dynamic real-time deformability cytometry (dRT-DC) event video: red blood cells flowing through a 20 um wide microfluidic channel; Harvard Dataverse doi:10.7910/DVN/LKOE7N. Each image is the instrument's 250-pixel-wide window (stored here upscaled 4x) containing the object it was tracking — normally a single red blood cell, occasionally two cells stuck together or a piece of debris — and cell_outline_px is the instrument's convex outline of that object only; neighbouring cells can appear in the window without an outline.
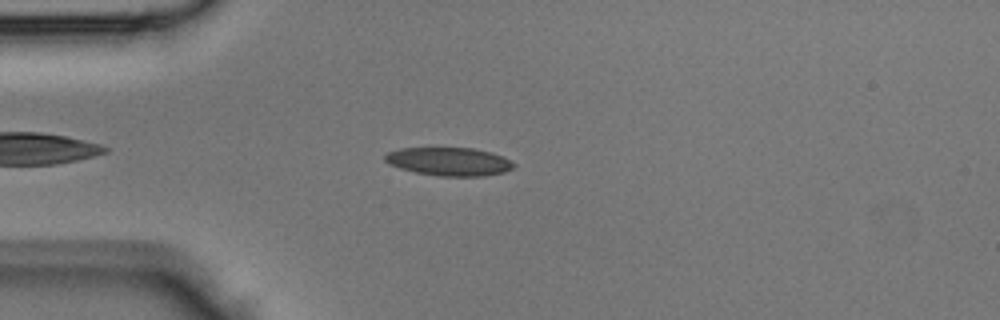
{"species": "Egyptian fruit bat (a non-hibernating species)", "species_latin": "Rousettus aegyptiacus", "temperature_condition": "room temperature", "stored_images_in_passage": 33, "camera_frame_rate_fps": 3000, "um_per_image_px": 0.085, "animal": {"sex": "male"}, "frame": {"image": 1, "passage_image": 5, "time_ms": 1.333, "image_size_px": [1000, 320], "cell_outline_px": [[516, 164], [512, 168], [504, 172], [484, 176], [440, 176], [416, 172], [400, 168], [388, 164], [384, 160], [384, 156], [388, 152], [400, 148], [472, 148], [492, 152]], "centroid_in_image_um": [38.15, 13.73], "position_along_channel_um": 46.9, "area_um2": 21.1}}
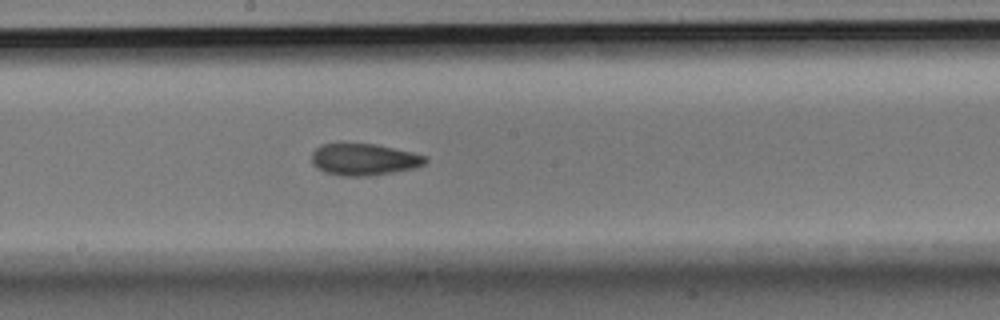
{"frame": {"image": 2, "passage_image": 17, "time_ms": 5.333, "image_size_px": [1000, 320], "cell_outline_px": [[428, 160], [424, 164], [416, 168], [392, 172], [364, 176], [348, 176], [324, 172], [316, 168], [312, 164], [312, 152], [320, 144], [376, 144], [412, 152], [428, 156]], "centroid_in_image_um": [30.95, 13.55], "position_along_channel_um": 217.3, "area_um2": 20.98}}
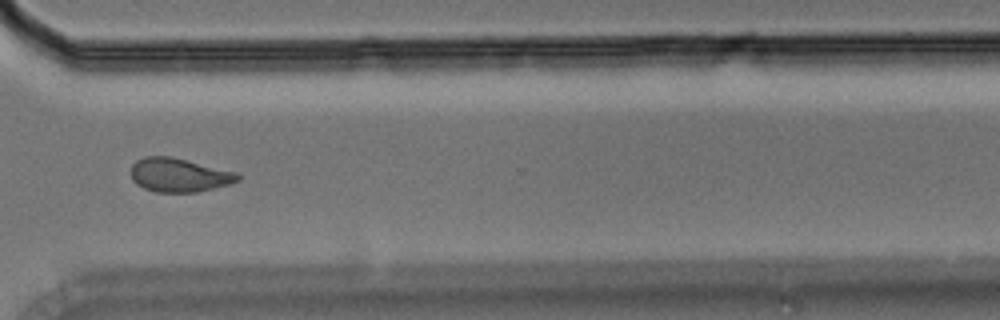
{"frame": {"image": 3, "passage_image": 26, "time_ms": 8.333, "image_size_px": [1000, 320], "cell_outline_px": [[240, 180], [232, 184], [196, 192], [156, 192], [144, 188], [136, 184], [132, 180], [132, 164], [136, 160], [144, 156], [168, 156], [236, 172], [240, 176]], "centroid_in_image_um": [15.21, 14.89], "position_along_channel_um": 355.4, "area_um2": 20.92}}